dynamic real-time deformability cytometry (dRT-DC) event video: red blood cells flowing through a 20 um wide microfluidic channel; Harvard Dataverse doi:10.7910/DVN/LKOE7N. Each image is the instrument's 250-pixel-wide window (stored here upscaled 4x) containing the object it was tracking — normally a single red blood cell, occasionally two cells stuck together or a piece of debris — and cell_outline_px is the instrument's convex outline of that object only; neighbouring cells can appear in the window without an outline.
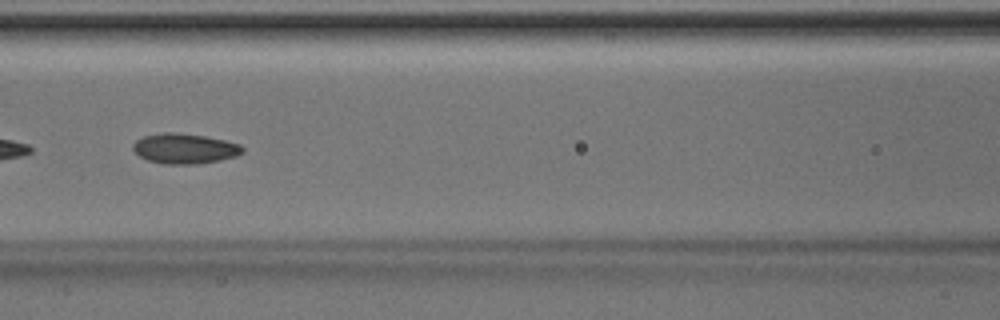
{"species": "Egyptian fruit bat (a non-hibernating species)", "species_latin": "Rousettus aegyptiacus", "temperature_condition": "room temperature", "stored_images_in_passage": 49, "camera_frame_rate_fps": 3000, "um_per_image_px": 0.085, "animal": {"sex": "male"}, "frame": {"image": 1, "passage_image": 22, "time_ms": 7.0, "image_size_px": [1000, 320], "cell_outline_px": [[244, 152], [236, 156], [220, 160], [196, 164], [164, 164], [148, 160], [140, 156], [132, 148], [132, 144], [136, 140], [144, 136], [164, 132], [176, 132], [204, 136], [224, 140], [240, 144], [244, 148]], "centroid_in_image_um": [15.7, 12.63], "position_along_channel_um": 150.9, "area_um2": 19.25}, "authors_computed_cell_mechanics": {"area_um2": 18.8428, "velocity_mm_per_s": 4.1796, "shape_relaxation_time_tau1_ms": 3.0101, "shape_relaxation_time_tau2_ms": 2.5669, "deformation_change_tau1": 0.0913, "deformation_change_tau2": 0.0709}}